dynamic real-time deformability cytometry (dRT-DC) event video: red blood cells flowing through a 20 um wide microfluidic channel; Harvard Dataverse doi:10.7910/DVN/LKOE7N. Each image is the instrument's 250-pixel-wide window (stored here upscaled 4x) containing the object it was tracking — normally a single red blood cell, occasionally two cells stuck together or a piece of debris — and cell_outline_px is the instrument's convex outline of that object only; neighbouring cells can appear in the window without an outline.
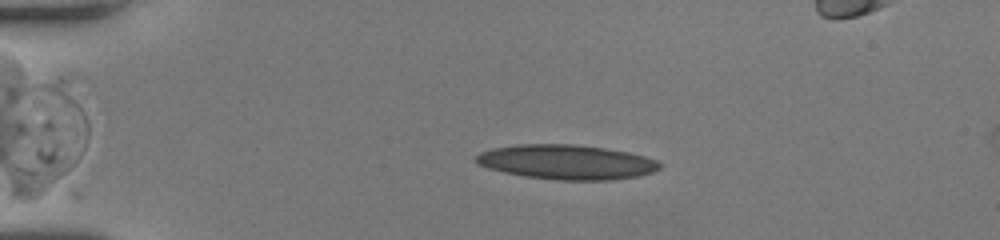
{"species": "human", "species_latin": "Homo sapiens", "temperature_condition": "room temperature", "stored_images_in_passage": 50, "camera_frame_rate_fps": 3000, "um_per_image_px": 0.085, "donor": {"sex": "female"}, "frame": {"image": 1, "passage_image": 6, "time_ms": 1.667, "image_size_px": [1000, 240], "cell_outline_px": [[660, 168], [652, 172], [636, 176], [612, 180], [556, 180], [524, 176], [504, 172], [488, 168], [476, 164], [472, 160], [472, 156], [480, 152], [492, 148], [516, 144], [576, 144], [604, 148], [628, 152], [644, 156], [656, 160], [660, 164]], "centroid_in_image_um": [48.07, 13.77], "position_along_channel_um": 36.9, "area_um2": 37.28}}
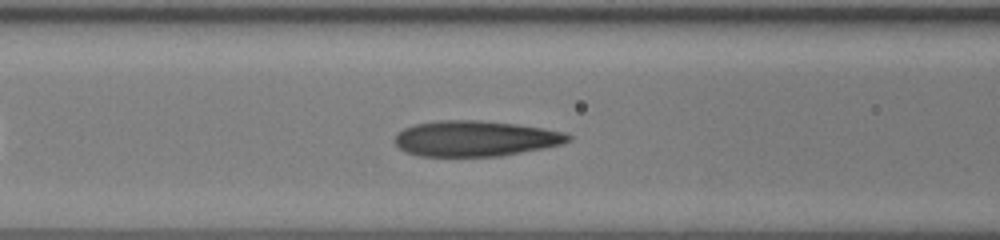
{"frame": {"image": 2, "passage_image": 17, "time_ms": 5.333, "image_size_px": [1000, 240], "cell_outline_px": [[572, 140], [564, 144], [544, 148], [500, 156], [420, 156], [404, 152], [396, 144], [396, 136], [404, 128], [416, 124], [440, 120], [480, 120], [516, 124], [544, 128], [564, 132], [572, 136]], "centroid_in_image_um": [40.45, 11.77], "position_along_channel_um": 126.1, "area_um2": 36.01}}
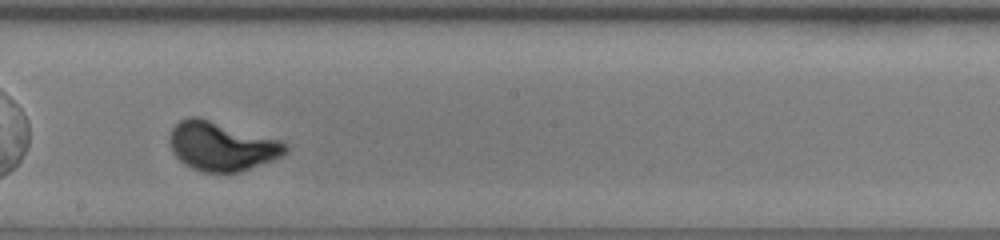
{"frame": {"image": 3, "passage_image": 27, "time_ms": 8.667, "image_size_px": [1000, 240], "cell_outline_px": [[288, 152], [272, 160], [236, 172], [204, 172], [192, 168], [184, 164], [172, 152], [168, 140], [168, 136], [172, 128], [180, 120], [188, 116], [200, 116], [280, 140], [288, 144]], "centroid_in_image_um": [18.8, 12.4], "position_along_channel_um": 229.4, "area_um2": 33.18}, "authors_computed_cell_mechanics": {"area_um2": 33.6107, "velocity_mm_per_s": 2.8959, "shape_relaxation_time_tau1_ms": 10.5145, "shape_relaxation_time_tau2_ms": null, "deformation_change_tau1": null, "deformation_change_tau2": null}}